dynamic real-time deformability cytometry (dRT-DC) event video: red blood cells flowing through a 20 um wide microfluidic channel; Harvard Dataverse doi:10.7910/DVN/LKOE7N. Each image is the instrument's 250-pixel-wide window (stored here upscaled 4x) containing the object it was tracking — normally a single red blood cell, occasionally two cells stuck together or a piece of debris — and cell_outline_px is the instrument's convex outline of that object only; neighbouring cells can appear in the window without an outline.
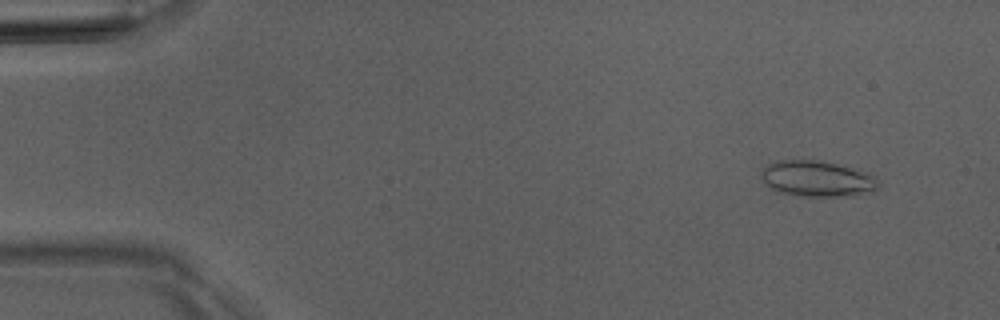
{"species": "Egyptian fruit bat (a non-hibernating species)", "species_latin": "Rousettus aegyptiacus", "temperature_condition": "room temperature", "stored_images_in_passage": 5, "camera_frame_rate_fps": 3000, "um_per_image_px": 0.085, "animal": {"sex": "male"}, "frame": {"image": 1, "passage_image": 1, "time_ms": 0.0, "image_size_px": [1000, 320], "cell_outline_px": [[880, 188], [872, 192], [852, 196], [804, 196], [780, 192], [772, 188], [764, 180], [764, 168], [768, 164], [780, 160], [820, 160], [868, 172], [880, 180]], "centroid_in_image_um": [69.58, 15.2], "position_along_channel_um": 15.4, "area_um2": 24.33}}